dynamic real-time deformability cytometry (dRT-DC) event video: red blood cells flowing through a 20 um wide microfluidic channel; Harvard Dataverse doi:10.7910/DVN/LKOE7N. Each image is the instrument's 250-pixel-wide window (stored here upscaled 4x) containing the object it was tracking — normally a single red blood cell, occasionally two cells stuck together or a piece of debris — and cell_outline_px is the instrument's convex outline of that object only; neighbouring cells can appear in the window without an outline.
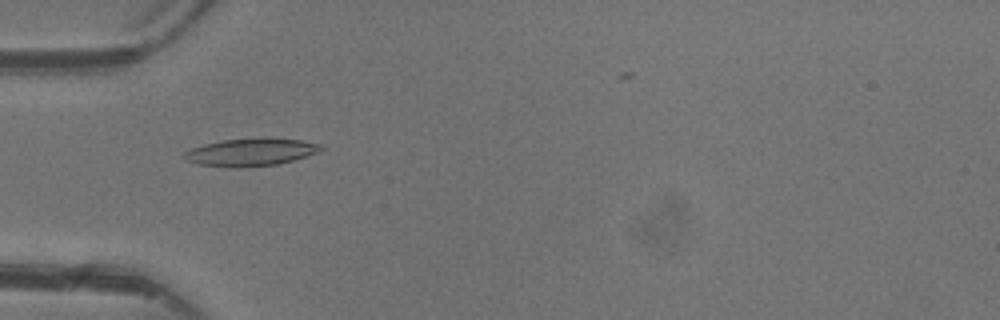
{"species": "common noctule bat (a hibernating species)", "species_latin": "Nyctalus noctula", "temperature_condition": "warm", "stored_images_in_passage": 3, "camera_frame_rate_fps": 3000, "um_per_image_px": 0.085, "animal": {"sex": "female"}, "frame": {"image": 1, "passage_image": 3, "time_ms": 2.333, "image_size_px": [1000, 320], "cell_outline_px": [[324, 148], [316, 152], [292, 160], [276, 164], [236, 168], [232, 168], [200, 164], [184, 160], [184, 152], [192, 148], [204, 144], [224, 140], [260, 136], [268, 136], [300, 140], [324, 144]], "centroid_in_image_um": [21.33, 12.9], "position_along_channel_um": 63.7, "area_um2": 22.25}}